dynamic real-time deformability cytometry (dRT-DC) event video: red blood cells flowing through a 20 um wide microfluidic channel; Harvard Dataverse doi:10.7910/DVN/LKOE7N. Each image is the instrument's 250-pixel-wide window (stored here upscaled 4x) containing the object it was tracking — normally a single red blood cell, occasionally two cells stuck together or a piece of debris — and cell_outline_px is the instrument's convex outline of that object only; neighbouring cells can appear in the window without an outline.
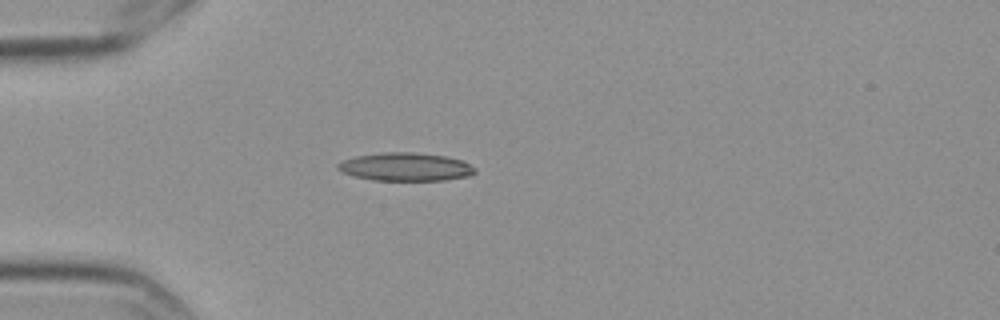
{"species": "Egyptian fruit bat (a non-hibernating species)", "species_latin": "Rousettus aegyptiacus", "temperature_condition": "cold", "stored_images_in_passage": 3, "camera_frame_rate_fps": 3000, "um_per_image_px": 0.085, "frame": {"image": 1, "passage_image": 1, "time_ms": 0.0, "image_size_px": [1000, 320], "cell_outline_px": [[476, 172], [468, 176], [444, 180], [372, 180], [352, 176], [340, 172], [336, 168], [336, 164], [340, 160], [356, 156], [384, 152], [416, 152], [444, 156], [464, 160], [476, 168]], "centroid_in_image_um": [34.43, 14.18], "position_along_channel_um": 50.6, "area_um2": 22.83}}
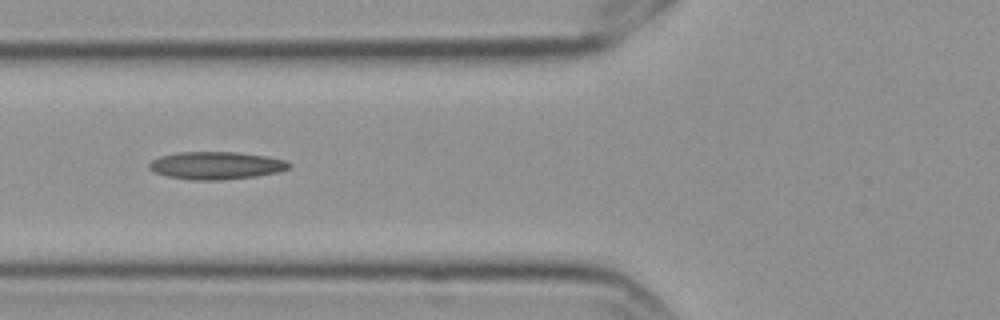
{"frame": {"image": 2, "passage_image": 3, "time_ms": 0.667, "image_size_px": [1000, 320], "cell_outline_px": [[292, 164], [288, 168], [280, 172], [256, 176], [220, 180], [192, 180], [164, 176], [148, 168], [148, 164], [152, 160], [160, 156], [180, 152], [240, 152], [268, 156], [284, 160]], "centroid_in_image_um": [18.38, 14.06], "position_along_channel_um": 107.4, "area_um2": 22.66}}